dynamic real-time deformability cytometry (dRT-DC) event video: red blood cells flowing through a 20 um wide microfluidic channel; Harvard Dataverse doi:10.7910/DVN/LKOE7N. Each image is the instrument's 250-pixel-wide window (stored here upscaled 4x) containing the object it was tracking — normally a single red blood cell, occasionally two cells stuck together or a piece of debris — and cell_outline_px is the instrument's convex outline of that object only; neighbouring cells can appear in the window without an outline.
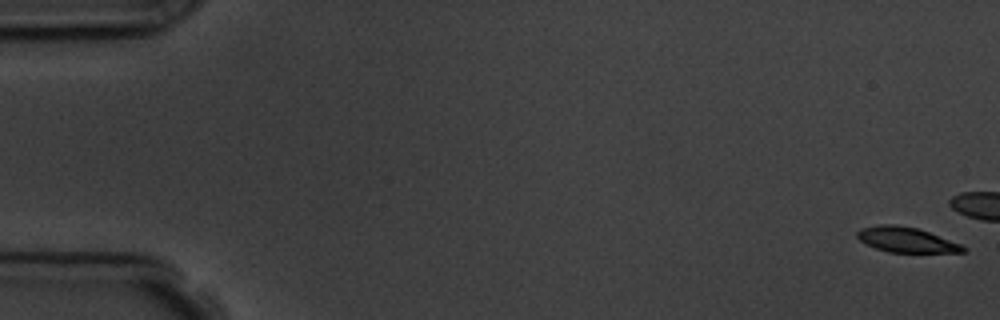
{"species": "common noctule bat (a hibernating species)", "species_latin": "Nyctalus noctula", "temperature_condition": "room temperature", "stored_images_in_passage": 6, "camera_frame_rate_fps": 3000, "um_per_image_px": 0.085, "animal": {"sex": "male", "body_mass_g": 19.5, "forearm_length_mm": 54.6}, "frame": {"image": 1, "passage_image": 1, "time_ms": 0.0, "image_size_px": [1000, 320], "cell_outline_px": [[968, 248], [964, 252], [888, 252], [876, 248], [860, 240], [856, 236], [856, 232], [860, 228], [880, 224], [896, 224], [920, 228], [960, 244]], "centroid_in_image_um": [77.03, 20.36], "position_along_channel_um": 8.0, "area_um2": 15.55}}